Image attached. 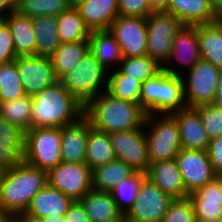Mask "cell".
Masks as SVG:
<instances>
[{"label":"cell","instance_id":"6da1fadb","mask_svg":"<svg viewBox=\"0 0 222 222\" xmlns=\"http://www.w3.org/2000/svg\"><path fill=\"white\" fill-rule=\"evenodd\" d=\"M47 183V172L23 160L14 168L3 170L0 179V210L9 217L25 213L33 196Z\"/></svg>","mask_w":222,"mask_h":222},{"label":"cell","instance_id":"7a4b0ae2","mask_svg":"<svg viewBox=\"0 0 222 222\" xmlns=\"http://www.w3.org/2000/svg\"><path fill=\"white\" fill-rule=\"evenodd\" d=\"M84 115L93 127L108 134L140 128L146 117L139 104L115 98L107 91L85 106Z\"/></svg>","mask_w":222,"mask_h":222},{"label":"cell","instance_id":"3957f363","mask_svg":"<svg viewBox=\"0 0 222 222\" xmlns=\"http://www.w3.org/2000/svg\"><path fill=\"white\" fill-rule=\"evenodd\" d=\"M85 106L58 82L32 96L31 128L63 127L79 120Z\"/></svg>","mask_w":222,"mask_h":222},{"label":"cell","instance_id":"277c9868","mask_svg":"<svg viewBox=\"0 0 222 222\" xmlns=\"http://www.w3.org/2000/svg\"><path fill=\"white\" fill-rule=\"evenodd\" d=\"M139 105L146 115L172 114L185 109L182 77L162 68L141 84Z\"/></svg>","mask_w":222,"mask_h":222},{"label":"cell","instance_id":"5b68a950","mask_svg":"<svg viewBox=\"0 0 222 222\" xmlns=\"http://www.w3.org/2000/svg\"><path fill=\"white\" fill-rule=\"evenodd\" d=\"M107 80L108 71L89 49L76 68L62 75L57 82L86 106L100 93L107 91Z\"/></svg>","mask_w":222,"mask_h":222},{"label":"cell","instance_id":"8992f818","mask_svg":"<svg viewBox=\"0 0 222 222\" xmlns=\"http://www.w3.org/2000/svg\"><path fill=\"white\" fill-rule=\"evenodd\" d=\"M144 131L150 164L175 159L182 149L177 121L172 114L146 115Z\"/></svg>","mask_w":222,"mask_h":222},{"label":"cell","instance_id":"52a82bcc","mask_svg":"<svg viewBox=\"0 0 222 222\" xmlns=\"http://www.w3.org/2000/svg\"><path fill=\"white\" fill-rule=\"evenodd\" d=\"M60 143V127L31 128L25 133L23 161L48 173L62 162Z\"/></svg>","mask_w":222,"mask_h":222},{"label":"cell","instance_id":"ba28073f","mask_svg":"<svg viewBox=\"0 0 222 222\" xmlns=\"http://www.w3.org/2000/svg\"><path fill=\"white\" fill-rule=\"evenodd\" d=\"M221 72L212 63L202 59L188 72H185L181 77L186 106L195 108L204 104H212L215 100Z\"/></svg>","mask_w":222,"mask_h":222},{"label":"cell","instance_id":"9c48e42d","mask_svg":"<svg viewBox=\"0 0 222 222\" xmlns=\"http://www.w3.org/2000/svg\"><path fill=\"white\" fill-rule=\"evenodd\" d=\"M146 22L147 55L163 66L171 54L174 37L183 24L165 11L152 12L146 17Z\"/></svg>","mask_w":222,"mask_h":222},{"label":"cell","instance_id":"30bf717a","mask_svg":"<svg viewBox=\"0 0 222 222\" xmlns=\"http://www.w3.org/2000/svg\"><path fill=\"white\" fill-rule=\"evenodd\" d=\"M92 170L85 162H61L47 173L48 184L79 201L92 189Z\"/></svg>","mask_w":222,"mask_h":222},{"label":"cell","instance_id":"8fae6325","mask_svg":"<svg viewBox=\"0 0 222 222\" xmlns=\"http://www.w3.org/2000/svg\"><path fill=\"white\" fill-rule=\"evenodd\" d=\"M172 200L147 177L138 198L125 215V222H161Z\"/></svg>","mask_w":222,"mask_h":222},{"label":"cell","instance_id":"7c38bea8","mask_svg":"<svg viewBox=\"0 0 222 222\" xmlns=\"http://www.w3.org/2000/svg\"><path fill=\"white\" fill-rule=\"evenodd\" d=\"M116 159L122 160L137 172H146L150 163L147 155L144 124L137 129L110 133Z\"/></svg>","mask_w":222,"mask_h":222},{"label":"cell","instance_id":"4fadbf2b","mask_svg":"<svg viewBox=\"0 0 222 222\" xmlns=\"http://www.w3.org/2000/svg\"><path fill=\"white\" fill-rule=\"evenodd\" d=\"M200 60L198 25H183L174 37L171 54L162 68L172 75L182 76V70L188 72Z\"/></svg>","mask_w":222,"mask_h":222},{"label":"cell","instance_id":"5bb4252c","mask_svg":"<svg viewBox=\"0 0 222 222\" xmlns=\"http://www.w3.org/2000/svg\"><path fill=\"white\" fill-rule=\"evenodd\" d=\"M109 30L119 44L123 57L147 55L146 18L119 15Z\"/></svg>","mask_w":222,"mask_h":222},{"label":"cell","instance_id":"9a60e30c","mask_svg":"<svg viewBox=\"0 0 222 222\" xmlns=\"http://www.w3.org/2000/svg\"><path fill=\"white\" fill-rule=\"evenodd\" d=\"M175 160L188 194L216 178L207 151L182 148L177 153Z\"/></svg>","mask_w":222,"mask_h":222},{"label":"cell","instance_id":"2e32d148","mask_svg":"<svg viewBox=\"0 0 222 222\" xmlns=\"http://www.w3.org/2000/svg\"><path fill=\"white\" fill-rule=\"evenodd\" d=\"M15 61L25 95L34 96L57 82L50 57L18 56Z\"/></svg>","mask_w":222,"mask_h":222},{"label":"cell","instance_id":"e0dca14e","mask_svg":"<svg viewBox=\"0 0 222 222\" xmlns=\"http://www.w3.org/2000/svg\"><path fill=\"white\" fill-rule=\"evenodd\" d=\"M90 126V120L83 115L76 122L61 127L60 153L62 162H85Z\"/></svg>","mask_w":222,"mask_h":222},{"label":"cell","instance_id":"ac0fdd59","mask_svg":"<svg viewBox=\"0 0 222 222\" xmlns=\"http://www.w3.org/2000/svg\"><path fill=\"white\" fill-rule=\"evenodd\" d=\"M172 115L177 121L181 147L207 151L210 139L202 125L199 112L195 108L186 107Z\"/></svg>","mask_w":222,"mask_h":222},{"label":"cell","instance_id":"d6986e66","mask_svg":"<svg viewBox=\"0 0 222 222\" xmlns=\"http://www.w3.org/2000/svg\"><path fill=\"white\" fill-rule=\"evenodd\" d=\"M147 177L172 199L186 198L182 176L175 159L150 164Z\"/></svg>","mask_w":222,"mask_h":222},{"label":"cell","instance_id":"ffe728a7","mask_svg":"<svg viewBox=\"0 0 222 222\" xmlns=\"http://www.w3.org/2000/svg\"><path fill=\"white\" fill-rule=\"evenodd\" d=\"M25 132L0 116V168L12 169L24 155Z\"/></svg>","mask_w":222,"mask_h":222},{"label":"cell","instance_id":"44dd1931","mask_svg":"<svg viewBox=\"0 0 222 222\" xmlns=\"http://www.w3.org/2000/svg\"><path fill=\"white\" fill-rule=\"evenodd\" d=\"M79 202L90 222H125L110 192L89 190Z\"/></svg>","mask_w":222,"mask_h":222},{"label":"cell","instance_id":"7402d4cb","mask_svg":"<svg viewBox=\"0 0 222 222\" xmlns=\"http://www.w3.org/2000/svg\"><path fill=\"white\" fill-rule=\"evenodd\" d=\"M73 200L48 183L37 192L25 211L31 217L43 219L52 214L64 215Z\"/></svg>","mask_w":222,"mask_h":222},{"label":"cell","instance_id":"603a6c76","mask_svg":"<svg viewBox=\"0 0 222 222\" xmlns=\"http://www.w3.org/2000/svg\"><path fill=\"white\" fill-rule=\"evenodd\" d=\"M75 8L90 31L109 30L120 15L117 0H85Z\"/></svg>","mask_w":222,"mask_h":222},{"label":"cell","instance_id":"cb8c5ba5","mask_svg":"<svg viewBox=\"0 0 222 222\" xmlns=\"http://www.w3.org/2000/svg\"><path fill=\"white\" fill-rule=\"evenodd\" d=\"M196 221L222 218V190L215 178L195 192L189 194Z\"/></svg>","mask_w":222,"mask_h":222},{"label":"cell","instance_id":"d4e9b609","mask_svg":"<svg viewBox=\"0 0 222 222\" xmlns=\"http://www.w3.org/2000/svg\"><path fill=\"white\" fill-rule=\"evenodd\" d=\"M165 12L175 16L183 25L211 24L217 21L209 0H170Z\"/></svg>","mask_w":222,"mask_h":222},{"label":"cell","instance_id":"484cf974","mask_svg":"<svg viewBox=\"0 0 222 222\" xmlns=\"http://www.w3.org/2000/svg\"><path fill=\"white\" fill-rule=\"evenodd\" d=\"M88 41L90 51L108 72L118 68L123 56L110 30L91 31Z\"/></svg>","mask_w":222,"mask_h":222},{"label":"cell","instance_id":"4316f807","mask_svg":"<svg viewBox=\"0 0 222 222\" xmlns=\"http://www.w3.org/2000/svg\"><path fill=\"white\" fill-rule=\"evenodd\" d=\"M3 20L8 24L12 33L16 55H36L32 18L21 15L14 9Z\"/></svg>","mask_w":222,"mask_h":222},{"label":"cell","instance_id":"83f0119b","mask_svg":"<svg viewBox=\"0 0 222 222\" xmlns=\"http://www.w3.org/2000/svg\"><path fill=\"white\" fill-rule=\"evenodd\" d=\"M36 40V55L51 57L61 45L56 16H38L32 18Z\"/></svg>","mask_w":222,"mask_h":222},{"label":"cell","instance_id":"f1b7e54d","mask_svg":"<svg viewBox=\"0 0 222 222\" xmlns=\"http://www.w3.org/2000/svg\"><path fill=\"white\" fill-rule=\"evenodd\" d=\"M115 159L110 134L91 125L86 145L85 163L87 166L93 170Z\"/></svg>","mask_w":222,"mask_h":222},{"label":"cell","instance_id":"f546056e","mask_svg":"<svg viewBox=\"0 0 222 222\" xmlns=\"http://www.w3.org/2000/svg\"><path fill=\"white\" fill-rule=\"evenodd\" d=\"M201 59L222 71V26L216 21L198 25Z\"/></svg>","mask_w":222,"mask_h":222},{"label":"cell","instance_id":"4dcf8cb0","mask_svg":"<svg viewBox=\"0 0 222 222\" xmlns=\"http://www.w3.org/2000/svg\"><path fill=\"white\" fill-rule=\"evenodd\" d=\"M135 170L122 160L115 159L92 170V189L110 192L123 179L130 177Z\"/></svg>","mask_w":222,"mask_h":222},{"label":"cell","instance_id":"1f68e13d","mask_svg":"<svg viewBox=\"0 0 222 222\" xmlns=\"http://www.w3.org/2000/svg\"><path fill=\"white\" fill-rule=\"evenodd\" d=\"M88 50L89 41L61 43L50 57L56 79L76 68Z\"/></svg>","mask_w":222,"mask_h":222},{"label":"cell","instance_id":"d6a6232c","mask_svg":"<svg viewBox=\"0 0 222 222\" xmlns=\"http://www.w3.org/2000/svg\"><path fill=\"white\" fill-rule=\"evenodd\" d=\"M58 33L61 43L88 41L91 31L85 25L79 11L71 7L57 16Z\"/></svg>","mask_w":222,"mask_h":222},{"label":"cell","instance_id":"836d02e7","mask_svg":"<svg viewBox=\"0 0 222 222\" xmlns=\"http://www.w3.org/2000/svg\"><path fill=\"white\" fill-rule=\"evenodd\" d=\"M0 116L26 133L32 124V96L0 102Z\"/></svg>","mask_w":222,"mask_h":222},{"label":"cell","instance_id":"e575fe53","mask_svg":"<svg viewBox=\"0 0 222 222\" xmlns=\"http://www.w3.org/2000/svg\"><path fill=\"white\" fill-rule=\"evenodd\" d=\"M146 178V172L135 171L130 177L123 179L110 191L116 206L124 216L138 198V192Z\"/></svg>","mask_w":222,"mask_h":222},{"label":"cell","instance_id":"d590c367","mask_svg":"<svg viewBox=\"0 0 222 222\" xmlns=\"http://www.w3.org/2000/svg\"><path fill=\"white\" fill-rule=\"evenodd\" d=\"M107 92L115 98L139 104L141 83L117 68L108 72Z\"/></svg>","mask_w":222,"mask_h":222},{"label":"cell","instance_id":"8d00e7d4","mask_svg":"<svg viewBox=\"0 0 222 222\" xmlns=\"http://www.w3.org/2000/svg\"><path fill=\"white\" fill-rule=\"evenodd\" d=\"M71 8L68 0H15V10L30 18L58 16Z\"/></svg>","mask_w":222,"mask_h":222},{"label":"cell","instance_id":"74e56055","mask_svg":"<svg viewBox=\"0 0 222 222\" xmlns=\"http://www.w3.org/2000/svg\"><path fill=\"white\" fill-rule=\"evenodd\" d=\"M118 69L141 84L149 77L159 72L162 66L148 55L123 57Z\"/></svg>","mask_w":222,"mask_h":222},{"label":"cell","instance_id":"f35d334b","mask_svg":"<svg viewBox=\"0 0 222 222\" xmlns=\"http://www.w3.org/2000/svg\"><path fill=\"white\" fill-rule=\"evenodd\" d=\"M24 95L16 61L0 64V102L14 100Z\"/></svg>","mask_w":222,"mask_h":222},{"label":"cell","instance_id":"ab89813d","mask_svg":"<svg viewBox=\"0 0 222 222\" xmlns=\"http://www.w3.org/2000/svg\"><path fill=\"white\" fill-rule=\"evenodd\" d=\"M195 109L199 112L202 125L211 140L222 135V107L215 104H204Z\"/></svg>","mask_w":222,"mask_h":222},{"label":"cell","instance_id":"60d3db41","mask_svg":"<svg viewBox=\"0 0 222 222\" xmlns=\"http://www.w3.org/2000/svg\"><path fill=\"white\" fill-rule=\"evenodd\" d=\"M161 222H196L194 207L189 196L173 199Z\"/></svg>","mask_w":222,"mask_h":222},{"label":"cell","instance_id":"b9f144b4","mask_svg":"<svg viewBox=\"0 0 222 222\" xmlns=\"http://www.w3.org/2000/svg\"><path fill=\"white\" fill-rule=\"evenodd\" d=\"M17 57L10 28L4 20H0V64L11 62Z\"/></svg>","mask_w":222,"mask_h":222},{"label":"cell","instance_id":"7bdbcfd3","mask_svg":"<svg viewBox=\"0 0 222 222\" xmlns=\"http://www.w3.org/2000/svg\"><path fill=\"white\" fill-rule=\"evenodd\" d=\"M120 16L144 17L153 11L147 0H117Z\"/></svg>","mask_w":222,"mask_h":222},{"label":"cell","instance_id":"ee69618b","mask_svg":"<svg viewBox=\"0 0 222 222\" xmlns=\"http://www.w3.org/2000/svg\"><path fill=\"white\" fill-rule=\"evenodd\" d=\"M207 152L214 173L222 174V135L210 140Z\"/></svg>","mask_w":222,"mask_h":222},{"label":"cell","instance_id":"f6af8a7d","mask_svg":"<svg viewBox=\"0 0 222 222\" xmlns=\"http://www.w3.org/2000/svg\"><path fill=\"white\" fill-rule=\"evenodd\" d=\"M64 222H90L83 206L79 201H73L68 211L63 215Z\"/></svg>","mask_w":222,"mask_h":222},{"label":"cell","instance_id":"bcb514c9","mask_svg":"<svg viewBox=\"0 0 222 222\" xmlns=\"http://www.w3.org/2000/svg\"><path fill=\"white\" fill-rule=\"evenodd\" d=\"M15 9V0H0V20Z\"/></svg>","mask_w":222,"mask_h":222},{"label":"cell","instance_id":"7dc6e473","mask_svg":"<svg viewBox=\"0 0 222 222\" xmlns=\"http://www.w3.org/2000/svg\"><path fill=\"white\" fill-rule=\"evenodd\" d=\"M170 0H147L153 12L166 11Z\"/></svg>","mask_w":222,"mask_h":222},{"label":"cell","instance_id":"c3c4849f","mask_svg":"<svg viewBox=\"0 0 222 222\" xmlns=\"http://www.w3.org/2000/svg\"><path fill=\"white\" fill-rule=\"evenodd\" d=\"M10 222H43V220L31 217L26 213H20L10 217Z\"/></svg>","mask_w":222,"mask_h":222},{"label":"cell","instance_id":"681fc988","mask_svg":"<svg viewBox=\"0 0 222 222\" xmlns=\"http://www.w3.org/2000/svg\"><path fill=\"white\" fill-rule=\"evenodd\" d=\"M213 104L222 107V72L220 74L218 83H217V89L215 94V100Z\"/></svg>","mask_w":222,"mask_h":222},{"label":"cell","instance_id":"f907efd6","mask_svg":"<svg viewBox=\"0 0 222 222\" xmlns=\"http://www.w3.org/2000/svg\"><path fill=\"white\" fill-rule=\"evenodd\" d=\"M210 8L217 18L222 13V0H209Z\"/></svg>","mask_w":222,"mask_h":222},{"label":"cell","instance_id":"816d5d0a","mask_svg":"<svg viewBox=\"0 0 222 222\" xmlns=\"http://www.w3.org/2000/svg\"><path fill=\"white\" fill-rule=\"evenodd\" d=\"M43 222H64L63 215L52 214L42 219Z\"/></svg>","mask_w":222,"mask_h":222},{"label":"cell","instance_id":"f5cc1de1","mask_svg":"<svg viewBox=\"0 0 222 222\" xmlns=\"http://www.w3.org/2000/svg\"><path fill=\"white\" fill-rule=\"evenodd\" d=\"M0 222H10V217L0 210Z\"/></svg>","mask_w":222,"mask_h":222},{"label":"cell","instance_id":"db71d44e","mask_svg":"<svg viewBox=\"0 0 222 222\" xmlns=\"http://www.w3.org/2000/svg\"><path fill=\"white\" fill-rule=\"evenodd\" d=\"M85 0H68L71 7H76Z\"/></svg>","mask_w":222,"mask_h":222},{"label":"cell","instance_id":"11a10c76","mask_svg":"<svg viewBox=\"0 0 222 222\" xmlns=\"http://www.w3.org/2000/svg\"><path fill=\"white\" fill-rule=\"evenodd\" d=\"M196 222H222V218L213 219V220L196 221Z\"/></svg>","mask_w":222,"mask_h":222},{"label":"cell","instance_id":"9f6ffc18","mask_svg":"<svg viewBox=\"0 0 222 222\" xmlns=\"http://www.w3.org/2000/svg\"><path fill=\"white\" fill-rule=\"evenodd\" d=\"M216 179L219 181L220 187H221V190H222V174L216 175Z\"/></svg>","mask_w":222,"mask_h":222},{"label":"cell","instance_id":"6f0895ef","mask_svg":"<svg viewBox=\"0 0 222 222\" xmlns=\"http://www.w3.org/2000/svg\"><path fill=\"white\" fill-rule=\"evenodd\" d=\"M217 22L222 26V13L217 17Z\"/></svg>","mask_w":222,"mask_h":222},{"label":"cell","instance_id":"680465c9","mask_svg":"<svg viewBox=\"0 0 222 222\" xmlns=\"http://www.w3.org/2000/svg\"><path fill=\"white\" fill-rule=\"evenodd\" d=\"M2 173H3V170L0 168V179H1Z\"/></svg>","mask_w":222,"mask_h":222}]
</instances>
